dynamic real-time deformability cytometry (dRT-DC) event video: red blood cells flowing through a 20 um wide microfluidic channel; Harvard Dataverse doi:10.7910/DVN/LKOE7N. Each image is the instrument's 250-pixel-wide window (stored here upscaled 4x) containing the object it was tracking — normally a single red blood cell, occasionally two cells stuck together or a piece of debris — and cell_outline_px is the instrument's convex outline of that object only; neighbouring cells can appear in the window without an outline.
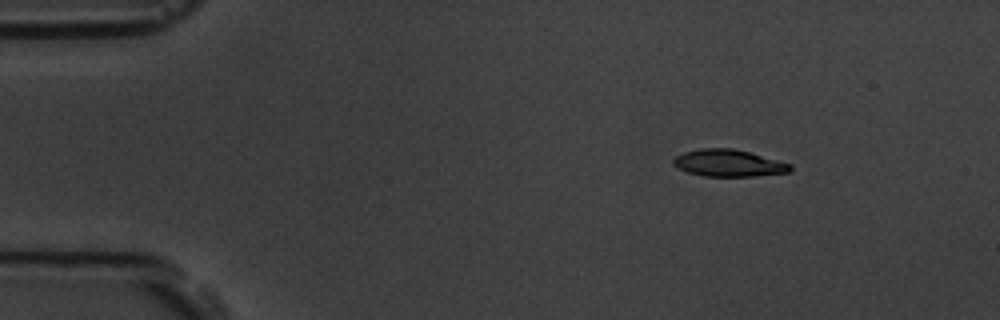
{"species": "common noctule bat (a hibernating species)", "species_latin": "Nyctalus noctula", "temperature_condition": "room temperature", "stored_images_in_passage": 4, "camera_frame_rate_fps": 3000, "um_per_image_px": 0.085, "animal": {"sex": "male", "body_mass_g": 19.5, "forearm_length_mm": 54.6}, "frame": {"image": 1, "passage_image": 2, "time_ms": 2.0, "image_size_px": [1000, 320], "cell_outline_px": [[792, 168], [788, 172], [752, 176], [704, 176], [688, 172], [672, 164], [672, 160], [676, 156], [684, 152], [700, 148], [732, 148], [748, 152], [792, 164]], "centroid_in_image_um": [61.91, 13.86], "position_along_channel_um": 23.1, "area_um2": 18.15}}